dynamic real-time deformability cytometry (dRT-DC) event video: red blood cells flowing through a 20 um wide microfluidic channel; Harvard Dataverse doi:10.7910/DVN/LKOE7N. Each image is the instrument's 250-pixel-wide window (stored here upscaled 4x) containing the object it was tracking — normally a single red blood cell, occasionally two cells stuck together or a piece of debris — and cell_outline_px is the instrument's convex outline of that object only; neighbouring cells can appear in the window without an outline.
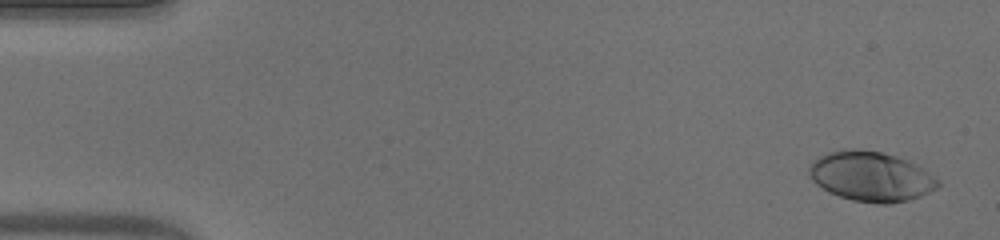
{"species": "human", "species_latin": "Homo sapiens", "temperature_condition": "warm", "stored_images_in_passage": 52, "camera_frame_rate_fps": 3000, "um_per_image_px": 0.085, "donor": {"sex": "male"}, "frame": {"image": 1, "passage_image": 2, "time_ms": 0.333, "image_size_px": [1000, 240], "cell_outline_px": [[940, 184], [936, 188], [920, 196], [908, 200], [892, 204], [876, 204], [852, 200], [828, 192], [816, 184], [808, 176], [808, 164], [812, 160], [828, 152], [844, 148], [860, 148], [880, 152], [896, 156], [908, 160], [916, 164], [940, 180]], "centroid_in_image_um": [73.99, 14.99], "position_along_channel_um": 11.0, "area_um2": 37.86}}
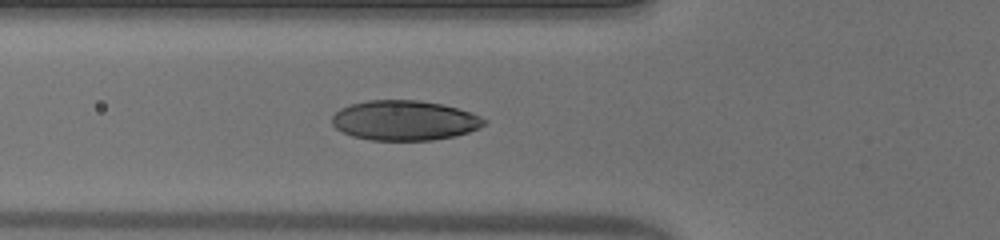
{"frame": {"image": 2, "passage_image": 19, "time_ms": 6.0, "image_size_px": [1000, 240], "cell_outline_px": [[488, 120], [480, 128], [456, 136], [432, 140], [372, 140], [352, 136], [336, 128], [332, 124], [332, 116], [340, 108], [348, 104], [368, 100], [420, 100], [444, 104], [472, 112]], "centroid_in_image_um": [34.4, 10.22], "position_along_channel_um": 91.4, "area_um2": 35.66}}
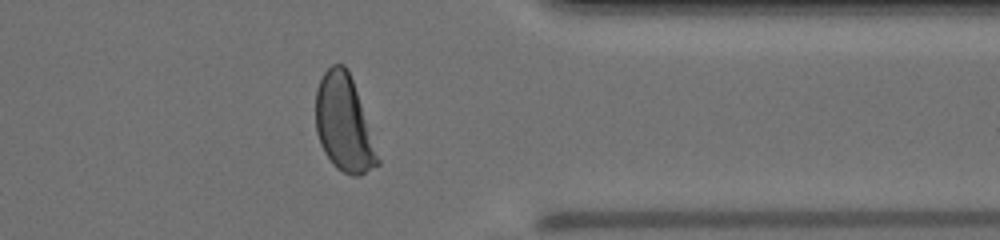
{"frame": {"image": 3, "passage_image": 42, "time_ms": 13.667, "image_size_px": [1000, 240], "cell_outline_px": [[380, 164], [360, 176], [352, 176], [336, 168], [332, 164], [324, 152], [320, 144], [316, 132], [316, 88], [324, 72], [332, 64], [344, 64], [348, 68], [380, 160]], "centroid_in_image_um": [29.21, 10.52], "position_along_channel_um": 382.2, "area_um2": 34.45}, "authors_computed_cell_mechanics": {"area_um2": 35.9227, "velocity_mm_per_s": 3.9075, "shape_relaxation_time_tau1_ms": 2.9601, "shape_relaxation_time_tau2_ms": null, "deformation_change_tau1": 0.1843, "deformation_change_tau2": null}}